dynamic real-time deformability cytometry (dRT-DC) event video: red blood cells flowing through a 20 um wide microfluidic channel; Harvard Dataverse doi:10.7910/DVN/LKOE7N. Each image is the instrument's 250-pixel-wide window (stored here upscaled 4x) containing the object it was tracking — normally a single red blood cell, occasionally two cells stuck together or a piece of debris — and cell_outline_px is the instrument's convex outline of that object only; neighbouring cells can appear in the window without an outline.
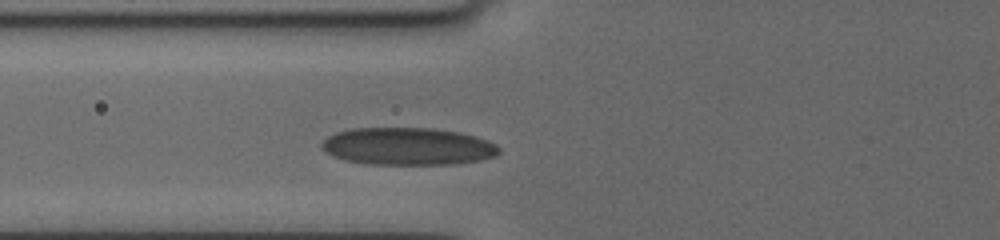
{"species": "human", "species_latin": "Homo sapiens", "temperature_condition": "cold", "stored_images_in_passage": 4, "camera_frame_rate_fps": 3000, "um_per_image_px": 0.085, "donor": {"sex": "female"}, "frame": {"image": 1, "passage_image": 3, "time_ms": 2.0, "image_size_px": [1000, 240], "cell_outline_px": [[500, 152], [496, 156], [480, 160], [456, 164], [368, 164], [344, 160], [332, 156], [324, 152], [320, 148], [320, 144], [328, 136], [336, 132], [352, 128], [432, 128], [460, 132], [476, 136], [488, 140], [496, 144], [500, 148]], "centroid_in_image_um": [34.65, 12.44], "position_along_channel_um": 91.1, "area_um2": 39.07}}